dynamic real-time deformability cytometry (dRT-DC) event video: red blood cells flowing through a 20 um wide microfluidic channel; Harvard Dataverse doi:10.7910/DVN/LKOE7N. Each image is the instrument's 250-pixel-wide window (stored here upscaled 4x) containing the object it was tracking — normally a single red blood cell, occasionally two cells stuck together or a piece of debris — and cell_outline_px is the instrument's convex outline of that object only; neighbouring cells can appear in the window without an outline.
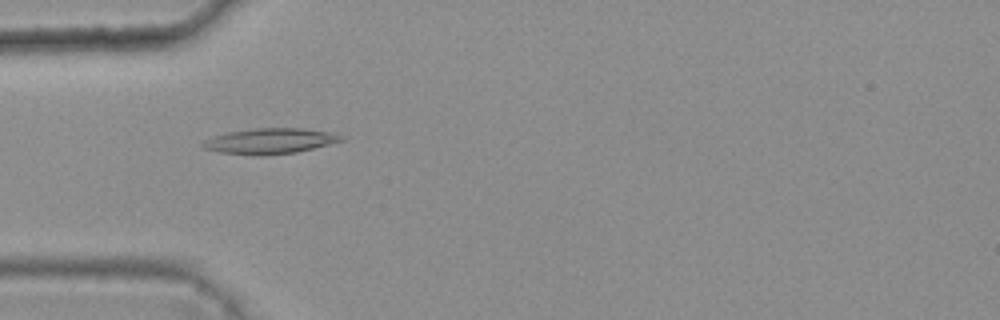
{"species": "common noctule bat (a hibernating species)", "species_latin": "Nyctalus noctula", "temperature_condition": "warm", "stored_images_in_passage": 40, "camera_frame_rate_fps": 3000, "um_per_image_px": 0.085, "animal": {"sex": "female", "body_mass_g": 25.1}, "frame": {"image": 1, "passage_image": 9, "time_ms": 2.667, "image_size_px": [1000, 320], "cell_outline_px": [[344, 140], [296, 152], [264, 156], [252, 156], [220, 152], [204, 148], [200, 144], [204, 140], [228, 132], [256, 128], [304, 128], [328, 132], [344, 136]], "centroid_in_image_um": [22.93, 12.0], "position_along_channel_um": 62.1, "area_um2": 20.52}}
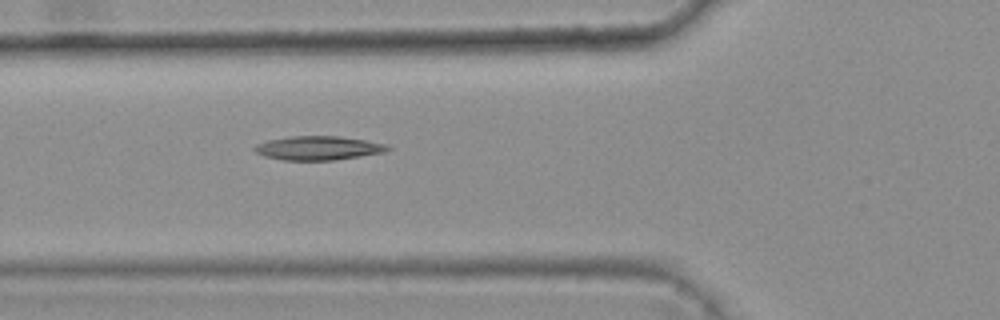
{"frame": {"image": 2, "passage_image": 12, "time_ms": 3.667, "image_size_px": [1000, 320], "cell_outline_px": [[392, 148], [384, 152], [360, 156], [332, 160], [284, 160], [264, 156], [256, 152], [252, 148], [256, 144], [268, 140], [292, 136], [340, 136], [388, 144]], "centroid_in_image_um": [27.05, 12.58], "position_along_channel_um": 98.7, "area_um2": 18.5}}
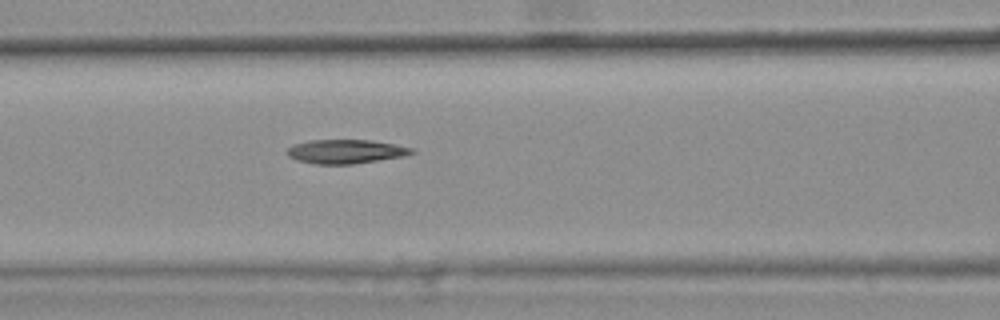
{"frame": {"image": 3, "passage_image": 15, "time_ms": 4.667, "image_size_px": [1000, 320], "cell_outline_px": [[416, 152], [404, 156], [352, 164], [316, 164], [296, 160], [288, 156], [284, 152], [292, 144], [312, 140], [372, 140], [412, 148]], "centroid_in_image_um": [29.33, 12.88], "position_along_channel_um": 137.3, "area_um2": 17.4}, "authors_computed_cell_mechanics": {"area_um2": 17.3978, "velocity_mm_per_s": 3.8207, "shape_relaxation_time_tau1_ms": null, "shape_relaxation_time_tau2_ms": 5.2931, "deformation_change_tau1": null, "deformation_change_tau2": 0.1362}}